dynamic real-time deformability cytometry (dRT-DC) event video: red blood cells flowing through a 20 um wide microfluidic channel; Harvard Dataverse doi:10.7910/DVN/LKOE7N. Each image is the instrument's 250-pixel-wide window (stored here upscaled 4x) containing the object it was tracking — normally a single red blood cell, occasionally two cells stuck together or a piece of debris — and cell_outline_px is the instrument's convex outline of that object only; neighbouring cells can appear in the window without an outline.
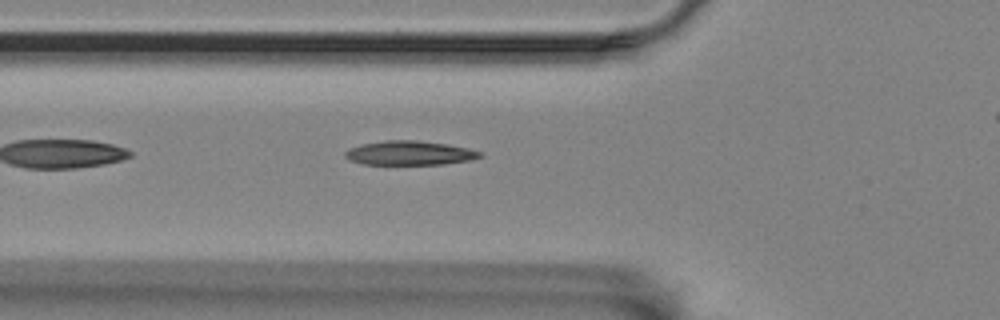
{"species": "Egyptian fruit bat (a non-hibernating species)", "species_latin": "Rousettus aegyptiacus", "temperature_condition": "room temperature", "stored_images_in_passage": 35, "camera_frame_rate_fps": 3000, "um_per_image_px": 0.085, "animal": {"sex": "female"}, "frame": {"image": 1, "passage_image": 5, "time_ms": 1.333, "image_size_px": [1000, 320], "cell_outline_px": [[484, 156], [472, 160], [444, 164], [364, 164], [348, 160], [344, 156], [344, 152], [348, 148], [360, 144], [384, 140], [416, 140], [448, 144], [468, 148], [480, 152]], "centroid_in_image_um": [34.79, 13.0], "position_along_channel_um": 91.0, "area_um2": 19.19}}
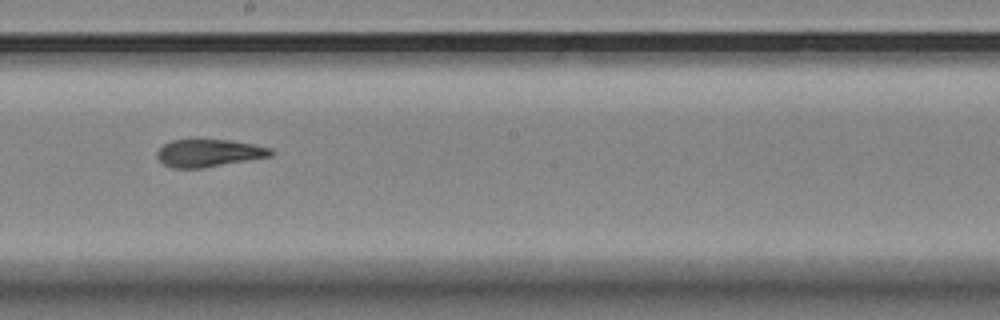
{"frame": {"image": 2, "passage_image": 17, "time_ms": 5.333, "image_size_px": [1000, 320], "cell_outline_px": [[276, 152], [272, 156], [200, 168], [172, 168], [164, 164], [156, 156], [156, 152], [164, 144], [172, 140], [228, 140], [252, 144], [272, 148]], "centroid_in_image_um": [17.76, 13.01], "position_along_channel_um": 230.4, "area_um2": 18.09}}
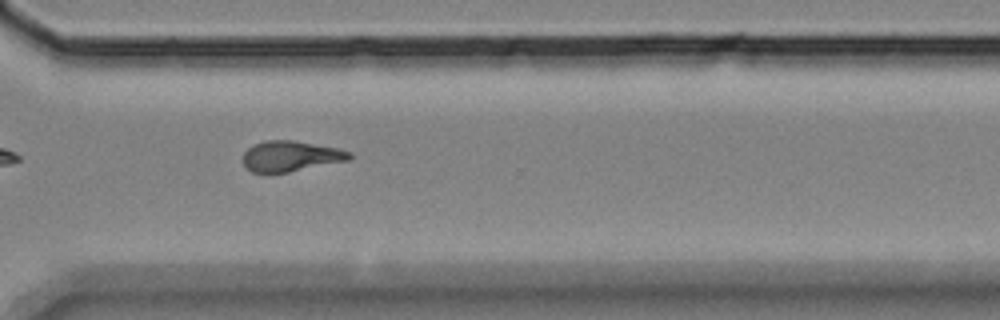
{"frame": {"image": 3, "passage_image": 27, "time_ms": 8.667, "image_size_px": [1000, 320], "cell_outline_px": [[352, 156], [348, 160], [268, 176], [252, 172], [244, 164], [244, 152], [248, 148], [256, 144], [268, 140], [292, 140], [336, 148], [352, 152]], "centroid_in_image_um": [24.67, 13.31], "position_along_channel_um": 345.9, "area_um2": 19.02}, "authors_computed_cell_mechanics": {"area_um2": 18.8428, "velocity_mm_per_s": 3.4698, "shape_relaxation_time_tau1_ms": null, "shape_relaxation_time_tau2_ms": 5.7326, "deformation_change_tau1": null, "deformation_change_tau2": 0.1367}}